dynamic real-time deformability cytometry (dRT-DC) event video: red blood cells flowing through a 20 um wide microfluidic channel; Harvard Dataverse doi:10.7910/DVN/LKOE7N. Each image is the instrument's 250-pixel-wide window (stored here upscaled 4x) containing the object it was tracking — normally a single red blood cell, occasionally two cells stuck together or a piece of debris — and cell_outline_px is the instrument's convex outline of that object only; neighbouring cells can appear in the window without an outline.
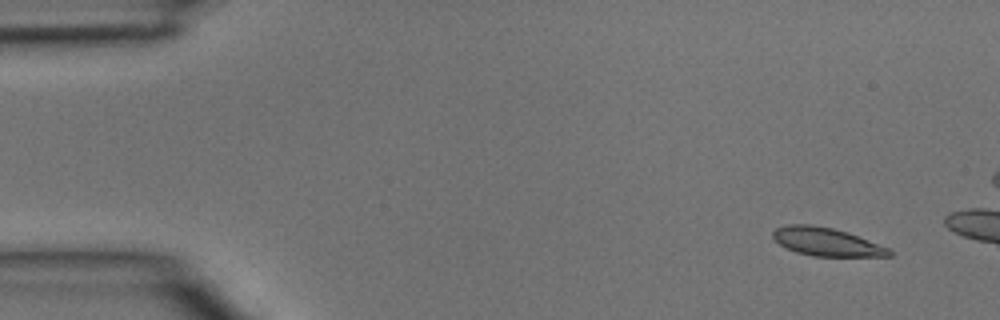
{"species": "common noctule bat (a hibernating species)", "species_latin": "Nyctalus noctula", "temperature_condition": "room temperature", "stored_images_in_passage": 4, "camera_frame_rate_fps": 3000, "um_per_image_px": 0.085, "animal": {"sex": "male", "body_mass_g": 15.6}, "frame": {"image": 1, "passage_image": 1, "time_ms": 0.0, "image_size_px": [1000, 320], "cell_outline_px": [[892, 256], [812, 256], [796, 252], [780, 244], [772, 236], [772, 232], [776, 228], [788, 224], [808, 224], [832, 228], [848, 232], [888, 248], [892, 252]], "centroid_in_image_um": [70.23, 20.55], "position_along_channel_um": 14.8, "area_um2": 18.9}}